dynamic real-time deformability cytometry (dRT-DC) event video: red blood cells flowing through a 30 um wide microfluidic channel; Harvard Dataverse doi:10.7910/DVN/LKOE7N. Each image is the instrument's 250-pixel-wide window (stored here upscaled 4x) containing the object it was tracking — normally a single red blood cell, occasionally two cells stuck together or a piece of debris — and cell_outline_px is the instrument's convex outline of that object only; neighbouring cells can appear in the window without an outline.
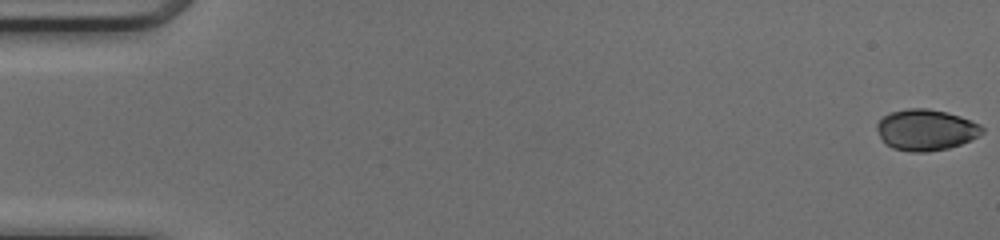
{"species": "common noctule bat (a hibernating species)", "species_latin": "Nyctalus noctula", "temperature_condition": "cold", "stored_images_in_passage": 50, "camera_frame_rate_fps": 3000, "um_per_image_px": 0.085, "animal": {"sex": "female", "body_mass_g": 17.0, "forearm_length_mm": 48.0}, "frame": {"image": 1, "passage_image": 1, "time_ms": 0.0, "image_size_px": [1000, 240], "cell_outline_px": [[984, 132], [972, 140], [948, 148], [928, 152], [912, 152], [892, 148], [884, 144], [876, 128], [876, 124], [888, 112], [908, 108], [928, 108], [948, 112], [960, 116], [980, 124], [984, 128]], "centroid_in_image_um": [78.7, 11.04], "position_along_channel_um": 6.3, "area_um2": 25.49}}
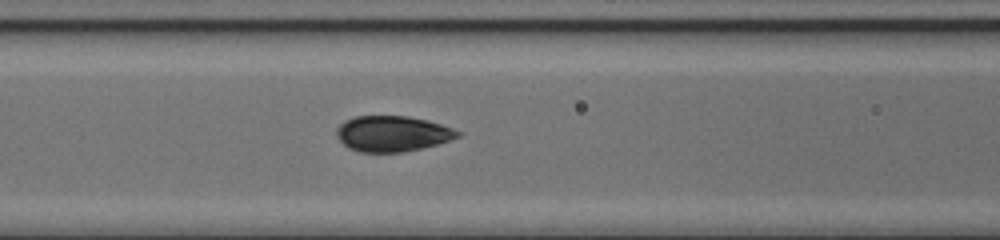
{"frame": {"image": 2, "passage_image": 22, "time_ms": 7.0, "image_size_px": [1000, 240], "cell_outline_px": [[464, 132], [460, 136], [436, 144], [404, 152], [360, 152], [348, 148], [336, 136], [336, 128], [344, 120], [356, 116], [408, 116], [428, 120]], "centroid_in_image_um": [33.34, 11.35], "position_along_channel_um": 133.3, "area_um2": 25.2}}
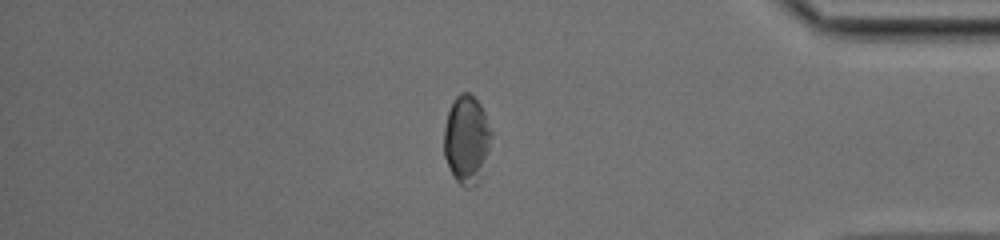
{"frame": {"image": 3, "passage_image": 43, "time_ms": 14.0, "image_size_px": [1000, 240], "cell_outline_px": [[492, 136], [480, 180], [472, 188], [464, 188], [452, 176], [444, 156], [444, 128], [448, 112], [452, 100], [460, 92], [472, 92], [480, 104], [484, 112], [492, 132]], "centroid_in_image_um": [39.65, 11.85], "position_along_channel_um": 395.5, "area_um2": 24.68}, "authors_computed_cell_mechanics": {"area_um2": 25.1719, "velocity_mm_per_s": 4.1756, "shape_relaxation_time_tau1_ms": 4.0221, "shape_relaxation_time_tau2_ms": 0.7483, "deformation_change_tau1": 0.1005, "deformation_change_tau2": 0.044}}